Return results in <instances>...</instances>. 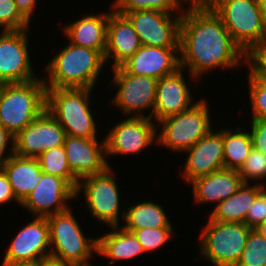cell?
I'll return each instance as SVG.
<instances>
[{"label": "cell", "instance_id": "obj_2", "mask_svg": "<svg viewBox=\"0 0 266 266\" xmlns=\"http://www.w3.org/2000/svg\"><path fill=\"white\" fill-rule=\"evenodd\" d=\"M67 43L46 65L48 80L43 77L46 89H94L106 64L104 55L91 48Z\"/></svg>", "mask_w": 266, "mask_h": 266}, {"label": "cell", "instance_id": "obj_39", "mask_svg": "<svg viewBox=\"0 0 266 266\" xmlns=\"http://www.w3.org/2000/svg\"><path fill=\"white\" fill-rule=\"evenodd\" d=\"M13 154H14V136L9 131H7L2 125H0V167Z\"/></svg>", "mask_w": 266, "mask_h": 266}, {"label": "cell", "instance_id": "obj_22", "mask_svg": "<svg viewBox=\"0 0 266 266\" xmlns=\"http://www.w3.org/2000/svg\"><path fill=\"white\" fill-rule=\"evenodd\" d=\"M195 202L200 205L203 203H217L232 196L243 184L242 177L236 169L222 168L210 173L207 176L191 181Z\"/></svg>", "mask_w": 266, "mask_h": 266}, {"label": "cell", "instance_id": "obj_37", "mask_svg": "<svg viewBox=\"0 0 266 266\" xmlns=\"http://www.w3.org/2000/svg\"><path fill=\"white\" fill-rule=\"evenodd\" d=\"M266 221V187L256 196L244 223L251 229Z\"/></svg>", "mask_w": 266, "mask_h": 266}, {"label": "cell", "instance_id": "obj_5", "mask_svg": "<svg viewBox=\"0 0 266 266\" xmlns=\"http://www.w3.org/2000/svg\"><path fill=\"white\" fill-rule=\"evenodd\" d=\"M76 219L71 208L47 217L50 257L73 266H93L89 259L97 253V238L85 237Z\"/></svg>", "mask_w": 266, "mask_h": 266}, {"label": "cell", "instance_id": "obj_35", "mask_svg": "<svg viewBox=\"0 0 266 266\" xmlns=\"http://www.w3.org/2000/svg\"><path fill=\"white\" fill-rule=\"evenodd\" d=\"M250 103L252 109L251 120L266 121V80L248 75Z\"/></svg>", "mask_w": 266, "mask_h": 266}, {"label": "cell", "instance_id": "obj_15", "mask_svg": "<svg viewBox=\"0 0 266 266\" xmlns=\"http://www.w3.org/2000/svg\"><path fill=\"white\" fill-rule=\"evenodd\" d=\"M71 200H77L76 190L65 179L42 172V179L20 206L34 217L47 218L68 210Z\"/></svg>", "mask_w": 266, "mask_h": 266}, {"label": "cell", "instance_id": "obj_21", "mask_svg": "<svg viewBox=\"0 0 266 266\" xmlns=\"http://www.w3.org/2000/svg\"><path fill=\"white\" fill-rule=\"evenodd\" d=\"M108 10L105 61L112 58V68L120 67L141 46L138 34L128 18L118 13L113 5Z\"/></svg>", "mask_w": 266, "mask_h": 266}, {"label": "cell", "instance_id": "obj_45", "mask_svg": "<svg viewBox=\"0 0 266 266\" xmlns=\"http://www.w3.org/2000/svg\"><path fill=\"white\" fill-rule=\"evenodd\" d=\"M259 9L264 17V20L266 22V0H257Z\"/></svg>", "mask_w": 266, "mask_h": 266}, {"label": "cell", "instance_id": "obj_28", "mask_svg": "<svg viewBox=\"0 0 266 266\" xmlns=\"http://www.w3.org/2000/svg\"><path fill=\"white\" fill-rule=\"evenodd\" d=\"M235 130L223 129V157L224 168L238 170L253 148V142L249 131H242L240 127Z\"/></svg>", "mask_w": 266, "mask_h": 266}, {"label": "cell", "instance_id": "obj_44", "mask_svg": "<svg viewBox=\"0 0 266 266\" xmlns=\"http://www.w3.org/2000/svg\"><path fill=\"white\" fill-rule=\"evenodd\" d=\"M260 235L266 238V221L259 224L256 228H254Z\"/></svg>", "mask_w": 266, "mask_h": 266}, {"label": "cell", "instance_id": "obj_12", "mask_svg": "<svg viewBox=\"0 0 266 266\" xmlns=\"http://www.w3.org/2000/svg\"><path fill=\"white\" fill-rule=\"evenodd\" d=\"M29 29L0 31V83H24L38 79L29 56Z\"/></svg>", "mask_w": 266, "mask_h": 266}, {"label": "cell", "instance_id": "obj_14", "mask_svg": "<svg viewBox=\"0 0 266 266\" xmlns=\"http://www.w3.org/2000/svg\"><path fill=\"white\" fill-rule=\"evenodd\" d=\"M66 136L59 122L45 109L14 137V154L38 158L45 150L63 146Z\"/></svg>", "mask_w": 266, "mask_h": 266}, {"label": "cell", "instance_id": "obj_36", "mask_svg": "<svg viewBox=\"0 0 266 266\" xmlns=\"http://www.w3.org/2000/svg\"><path fill=\"white\" fill-rule=\"evenodd\" d=\"M245 65L251 75L266 80V37L245 53Z\"/></svg>", "mask_w": 266, "mask_h": 266}, {"label": "cell", "instance_id": "obj_41", "mask_svg": "<svg viewBox=\"0 0 266 266\" xmlns=\"http://www.w3.org/2000/svg\"><path fill=\"white\" fill-rule=\"evenodd\" d=\"M20 13L31 23L34 8L38 4L37 0H14Z\"/></svg>", "mask_w": 266, "mask_h": 266}, {"label": "cell", "instance_id": "obj_1", "mask_svg": "<svg viewBox=\"0 0 266 266\" xmlns=\"http://www.w3.org/2000/svg\"><path fill=\"white\" fill-rule=\"evenodd\" d=\"M179 54L180 67L195 81L216 68L231 70L245 63V53L208 4H190L182 15Z\"/></svg>", "mask_w": 266, "mask_h": 266}, {"label": "cell", "instance_id": "obj_7", "mask_svg": "<svg viewBox=\"0 0 266 266\" xmlns=\"http://www.w3.org/2000/svg\"><path fill=\"white\" fill-rule=\"evenodd\" d=\"M208 5L244 53L266 37V22L257 0H211Z\"/></svg>", "mask_w": 266, "mask_h": 266}, {"label": "cell", "instance_id": "obj_27", "mask_svg": "<svg viewBox=\"0 0 266 266\" xmlns=\"http://www.w3.org/2000/svg\"><path fill=\"white\" fill-rule=\"evenodd\" d=\"M125 224L121 227L129 232L142 228H173L164 208L153 201L136 203L126 208Z\"/></svg>", "mask_w": 266, "mask_h": 266}, {"label": "cell", "instance_id": "obj_30", "mask_svg": "<svg viewBox=\"0 0 266 266\" xmlns=\"http://www.w3.org/2000/svg\"><path fill=\"white\" fill-rule=\"evenodd\" d=\"M111 3L117 12L153 9L177 15L187 11L188 8L183 5H190L188 0H114Z\"/></svg>", "mask_w": 266, "mask_h": 266}, {"label": "cell", "instance_id": "obj_9", "mask_svg": "<svg viewBox=\"0 0 266 266\" xmlns=\"http://www.w3.org/2000/svg\"><path fill=\"white\" fill-rule=\"evenodd\" d=\"M115 177L110 167L102 174L85 177L76 188V198L82 191L84 206H87L93 218L110 227L119 226L120 218L124 221L126 210L124 207L120 213L121 197Z\"/></svg>", "mask_w": 266, "mask_h": 266}, {"label": "cell", "instance_id": "obj_33", "mask_svg": "<svg viewBox=\"0 0 266 266\" xmlns=\"http://www.w3.org/2000/svg\"><path fill=\"white\" fill-rule=\"evenodd\" d=\"M173 228H142L133 230L145 253L157 251L164 246L172 236H178Z\"/></svg>", "mask_w": 266, "mask_h": 266}, {"label": "cell", "instance_id": "obj_26", "mask_svg": "<svg viewBox=\"0 0 266 266\" xmlns=\"http://www.w3.org/2000/svg\"><path fill=\"white\" fill-rule=\"evenodd\" d=\"M251 184L243 183L235 194L214 207L209 217L219 222L244 223L256 196L266 187L256 183Z\"/></svg>", "mask_w": 266, "mask_h": 266}, {"label": "cell", "instance_id": "obj_20", "mask_svg": "<svg viewBox=\"0 0 266 266\" xmlns=\"http://www.w3.org/2000/svg\"><path fill=\"white\" fill-rule=\"evenodd\" d=\"M184 70L160 78L156 86V98L153 109V120L158 122L189 109L194 97L183 75Z\"/></svg>", "mask_w": 266, "mask_h": 266}, {"label": "cell", "instance_id": "obj_46", "mask_svg": "<svg viewBox=\"0 0 266 266\" xmlns=\"http://www.w3.org/2000/svg\"><path fill=\"white\" fill-rule=\"evenodd\" d=\"M190 4H208L211 0H188Z\"/></svg>", "mask_w": 266, "mask_h": 266}, {"label": "cell", "instance_id": "obj_34", "mask_svg": "<svg viewBox=\"0 0 266 266\" xmlns=\"http://www.w3.org/2000/svg\"><path fill=\"white\" fill-rule=\"evenodd\" d=\"M30 22L20 13L14 0H0V30L29 29Z\"/></svg>", "mask_w": 266, "mask_h": 266}, {"label": "cell", "instance_id": "obj_4", "mask_svg": "<svg viewBox=\"0 0 266 266\" xmlns=\"http://www.w3.org/2000/svg\"><path fill=\"white\" fill-rule=\"evenodd\" d=\"M89 88L46 89V109L67 135L97 138L98 128L90 107ZM97 131V133H96Z\"/></svg>", "mask_w": 266, "mask_h": 266}, {"label": "cell", "instance_id": "obj_32", "mask_svg": "<svg viewBox=\"0 0 266 266\" xmlns=\"http://www.w3.org/2000/svg\"><path fill=\"white\" fill-rule=\"evenodd\" d=\"M237 171L242 177L243 183L253 181L256 184L266 186V182L262 183L266 180V155L253 147L245 162Z\"/></svg>", "mask_w": 266, "mask_h": 266}, {"label": "cell", "instance_id": "obj_8", "mask_svg": "<svg viewBox=\"0 0 266 266\" xmlns=\"http://www.w3.org/2000/svg\"><path fill=\"white\" fill-rule=\"evenodd\" d=\"M251 230L245 223L219 222L208 217L197 242L201 258L213 266H235Z\"/></svg>", "mask_w": 266, "mask_h": 266}, {"label": "cell", "instance_id": "obj_11", "mask_svg": "<svg viewBox=\"0 0 266 266\" xmlns=\"http://www.w3.org/2000/svg\"><path fill=\"white\" fill-rule=\"evenodd\" d=\"M118 13L128 18L142 45L179 47L182 15L153 9Z\"/></svg>", "mask_w": 266, "mask_h": 266}, {"label": "cell", "instance_id": "obj_16", "mask_svg": "<svg viewBox=\"0 0 266 266\" xmlns=\"http://www.w3.org/2000/svg\"><path fill=\"white\" fill-rule=\"evenodd\" d=\"M2 263L34 262L50 257L49 224L46 217H35L14 236Z\"/></svg>", "mask_w": 266, "mask_h": 266}, {"label": "cell", "instance_id": "obj_29", "mask_svg": "<svg viewBox=\"0 0 266 266\" xmlns=\"http://www.w3.org/2000/svg\"><path fill=\"white\" fill-rule=\"evenodd\" d=\"M37 159L43 173L65 179L76 190L79 181L69 168L63 146L45 150Z\"/></svg>", "mask_w": 266, "mask_h": 266}, {"label": "cell", "instance_id": "obj_38", "mask_svg": "<svg viewBox=\"0 0 266 266\" xmlns=\"http://www.w3.org/2000/svg\"><path fill=\"white\" fill-rule=\"evenodd\" d=\"M251 130L253 147L266 155V121L251 120Z\"/></svg>", "mask_w": 266, "mask_h": 266}, {"label": "cell", "instance_id": "obj_6", "mask_svg": "<svg viewBox=\"0 0 266 266\" xmlns=\"http://www.w3.org/2000/svg\"><path fill=\"white\" fill-rule=\"evenodd\" d=\"M203 97L187 110L159 121L157 145L183 153L212 130L210 108Z\"/></svg>", "mask_w": 266, "mask_h": 266}, {"label": "cell", "instance_id": "obj_13", "mask_svg": "<svg viewBox=\"0 0 266 266\" xmlns=\"http://www.w3.org/2000/svg\"><path fill=\"white\" fill-rule=\"evenodd\" d=\"M158 127L151 118L128 117L115 124L105 136L106 158L139 154L157 144Z\"/></svg>", "mask_w": 266, "mask_h": 266}, {"label": "cell", "instance_id": "obj_19", "mask_svg": "<svg viewBox=\"0 0 266 266\" xmlns=\"http://www.w3.org/2000/svg\"><path fill=\"white\" fill-rule=\"evenodd\" d=\"M121 67L129 74L159 80L181 68L179 47L142 45Z\"/></svg>", "mask_w": 266, "mask_h": 266}, {"label": "cell", "instance_id": "obj_42", "mask_svg": "<svg viewBox=\"0 0 266 266\" xmlns=\"http://www.w3.org/2000/svg\"><path fill=\"white\" fill-rule=\"evenodd\" d=\"M40 266H73V265L63 262L61 260H57L52 257H48L40 261Z\"/></svg>", "mask_w": 266, "mask_h": 266}, {"label": "cell", "instance_id": "obj_43", "mask_svg": "<svg viewBox=\"0 0 266 266\" xmlns=\"http://www.w3.org/2000/svg\"><path fill=\"white\" fill-rule=\"evenodd\" d=\"M1 266H40V261H34V262L2 263Z\"/></svg>", "mask_w": 266, "mask_h": 266}, {"label": "cell", "instance_id": "obj_3", "mask_svg": "<svg viewBox=\"0 0 266 266\" xmlns=\"http://www.w3.org/2000/svg\"><path fill=\"white\" fill-rule=\"evenodd\" d=\"M46 109L43 77L24 83L2 84L0 125L14 137Z\"/></svg>", "mask_w": 266, "mask_h": 266}, {"label": "cell", "instance_id": "obj_10", "mask_svg": "<svg viewBox=\"0 0 266 266\" xmlns=\"http://www.w3.org/2000/svg\"><path fill=\"white\" fill-rule=\"evenodd\" d=\"M110 84L118 91L111 101L126 117L153 118L158 80L127 73L121 66L113 68ZM150 110L149 115L144 111Z\"/></svg>", "mask_w": 266, "mask_h": 266}, {"label": "cell", "instance_id": "obj_24", "mask_svg": "<svg viewBox=\"0 0 266 266\" xmlns=\"http://www.w3.org/2000/svg\"><path fill=\"white\" fill-rule=\"evenodd\" d=\"M1 168L6 173L16 199L21 203L42 179V171L37 158L21 157L13 154Z\"/></svg>", "mask_w": 266, "mask_h": 266}, {"label": "cell", "instance_id": "obj_25", "mask_svg": "<svg viewBox=\"0 0 266 266\" xmlns=\"http://www.w3.org/2000/svg\"><path fill=\"white\" fill-rule=\"evenodd\" d=\"M110 228L112 229L110 232L97 237V254L110 259L108 266L119 260H132L145 253L132 232L119 226Z\"/></svg>", "mask_w": 266, "mask_h": 266}, {"label": "cell", "instance_id": "obj_31", "mask_svg": "<svg viewBox=\"0 0 266 266\" xmlns=\"http://www.w3.org/2000/svg\"><path fill=\"white\" fill-rule=\"evenodd\" d=\"M235 266H266V238L255 229L249 232L244 250Z\"/></svg>", "mask_w": 266, "mask_h": 266}, {"label": "cell", "instance_id": "obj_40", "mask_svg": "<svg viewBox=\"0 0 266 266\" xmlns=\"http://www.w3.org/2000/svg\"><path fill=\"white\" fill-rule=\"evenodd\" d=\"M20 202L13 194L11 184L4 170L0 167V205L11 203V201Z\"/></svg>", "mask_w": 266, "mask_h": 266}, {"label": "cell", "instance_id": "obj_18", "mask_svg": "<svg viewBox=\"0 0 266 266\" xmlns=\"http://www.w3.org/2000/svg\"><path fill=\"white\" fill-rule=\"evenodd\" d=\"M183 153L189 154L180 174L187 184L224 168L223 129H212Z\"/></svg>", "mask_w": 266, "mask_h": 266}, {"label": "cell", "instance_id": "obj_17", "mask_svg": "<svg viewBox=\"0 0 266 266\" xmlns=\"http://www.w3.org/2000/svg\"><path fill=\"white\" fill-rule=\"evenodd\" d=\"M98 139L66 136L63 147L69 168L78 181L102 174L111 166L106 160L105 138L101 143Z\"/></svg>", "mask_w": 266, "mask_h": 266}, {"label": "cell", "instance_id": "obj_23", "mask_svg": "<svg viewBox=\"0 0 266 266\" xmlns=\"http://www.w3.org/2000/svg\"><path fill=\"white\" fill-rule=\"evenodd\" d=\"M108 12L84 15L63 28L64 37L73 45L87 47L105 55Z\"/></svg>", "mask_w": 266, "mask_h": 266}]
</instances>
